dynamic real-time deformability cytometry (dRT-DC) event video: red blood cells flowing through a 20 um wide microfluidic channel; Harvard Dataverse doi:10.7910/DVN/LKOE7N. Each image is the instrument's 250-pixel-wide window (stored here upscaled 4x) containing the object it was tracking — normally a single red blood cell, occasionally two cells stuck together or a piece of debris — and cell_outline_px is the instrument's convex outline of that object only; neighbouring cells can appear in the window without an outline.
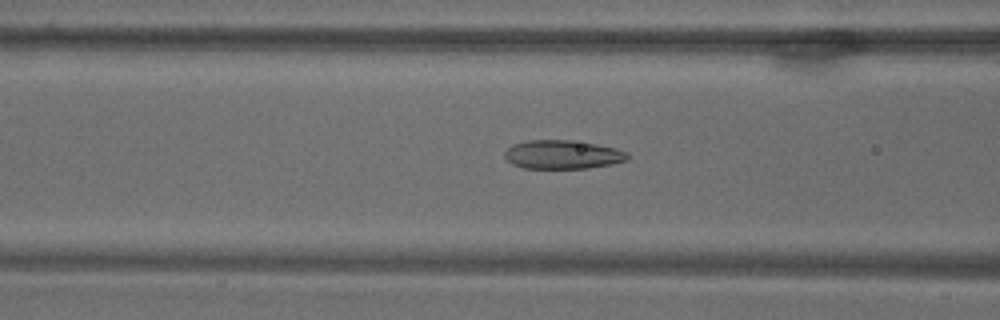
{"species": "common noctule bat (a hibernating species)", "species_latin": "Nyctalus noctula", "temperature_condition": "warm", "stored_images_in_passage": 70, "camera_frame_rate_fps": 3000, "um_per_image_px": 0.085, "animal": {"sex": "male", "body_mass_g": 18.8}, "frame": {"image": 1, "passage_image": 29, "time_ms": 9.333, "image_size_px": [1000, 320], "cell_outline_px": [[628, 160], [612, 164], [588, 168], [524, 168], [512, 164], [504, 156], [504, 152], [512, 144], [528, 140], [572, 140], [596, 144], [616, 148], [628, 152]], "centroid_in_image_um": [47.82, 13.13], "position_along_channel_um": 118.8, "area_um2": 20.63}}
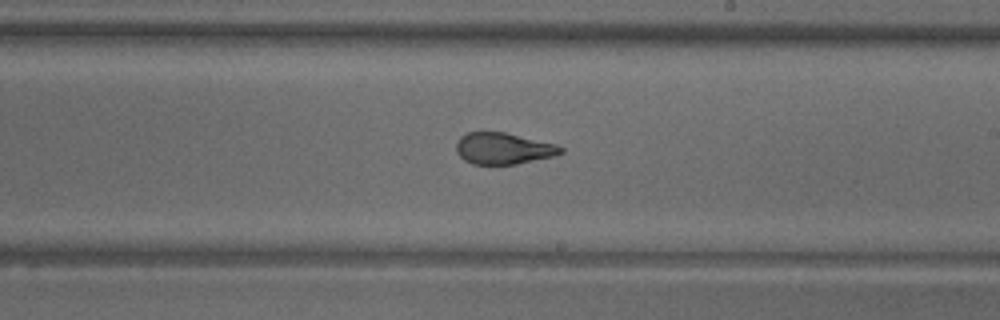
{"frame": {"image": 2, "passage_image": 42, "time_ms": 13.667, "image_size_px": [1000, 320], "cell_outline_px": [[564, 152], [556, 156], [516, 164], [472, 164], [464, 160], [456, 152], [456, 140], [460, 136], [468, 132], [504, 132], [556, 144], [564, 148]], "centroid_in_image_um": [42.78, 12.62], "position_along_channel_um": 246.2, "area_um2": 19.31}}
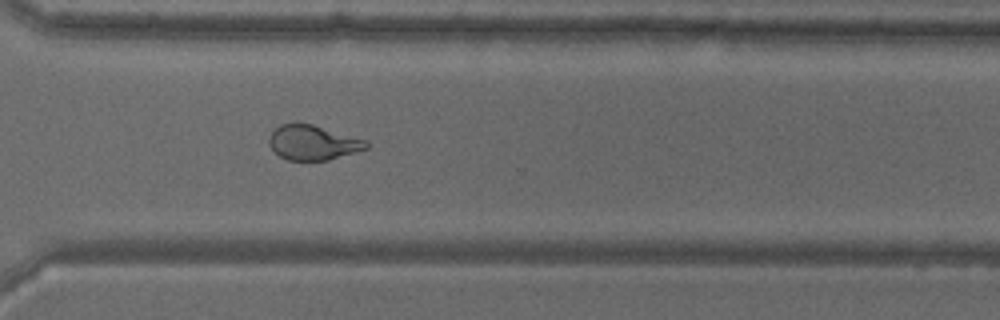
{"frame": {"image": 3, "passage_image": 52, "time_ms": 17.0, "image_size_px": [1000, 320], "cell_outline_px": [[368, 148], [328, 160], [288, 160], [280, 156], [268, 144], [268, 136], [280, 124], [312, 124], [368, 140]], "centroid_in_image_um": [26.6, 12.12], "position_along_channel_um": 344.0, "area_um2": 19.54}}